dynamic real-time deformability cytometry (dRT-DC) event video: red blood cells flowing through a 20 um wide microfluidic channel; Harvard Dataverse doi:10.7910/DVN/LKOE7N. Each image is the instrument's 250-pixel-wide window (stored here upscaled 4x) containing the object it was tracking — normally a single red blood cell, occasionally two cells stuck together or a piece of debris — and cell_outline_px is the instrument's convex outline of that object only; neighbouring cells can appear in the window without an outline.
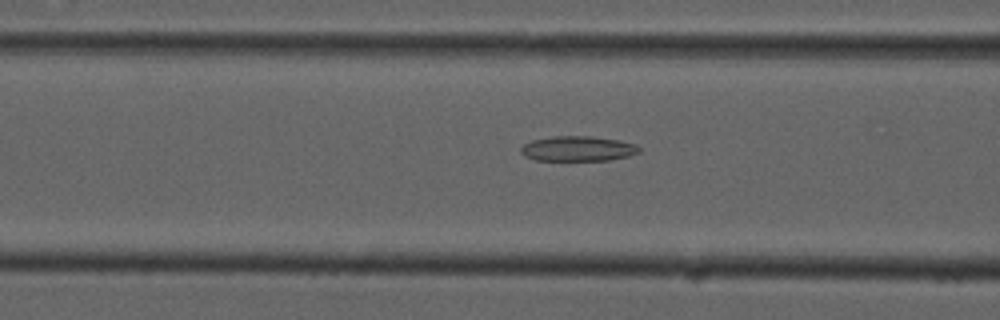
{"species": "common noctule bat (a hibernating species)", "species_latin": "Nyctalus noctula", "temperature_condition": "cold", "stored_images_in_passage": 53, "camera_frame_rate_fps": 3000, "um_per_image_px": 0.085, "animal": {"sex": "male", "forearm_length_mm": 52.5}, "frame": {"image": 1, "passage_image": 21, "time_ms": 6.667, "image_size_px": [1000, 320], "cell_outline_px": [[640, 152], [628, 156], [608, 160], [536, 160], [524, 156], [520, 152], [520, 148], [524, 144], [532, 140], [552, 136], [592, 136], [620, 140], [636, 144], [640, 148]], "centroid_in_image_um": [49.12, 12.63], "position_along_channel_um": 117.5, "area_um2": 17.34}}
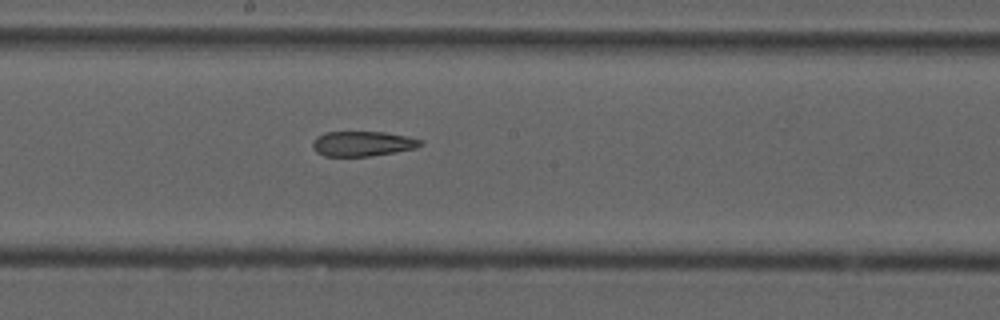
{"frame": {"image": 2, "passage_image": 29, "time_ms": 9.333, "image_size_px": [1000, 320], "cell_outline_px": [[424, 144], [416, 148], [396, 152], [368, 156], [324, 156], [316, 152], [312, 148], [312, 144], [316, 136], [324, 132], [384, 132], [408, 136], [424, 140]], "centroid_in_image_um": [30.83, 12.21], "position_along_channel_um": 217.4, "area_um2": 15.9}}
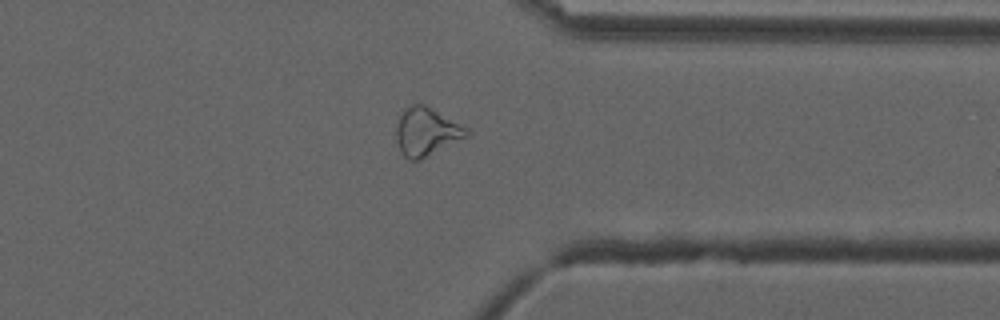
{"frame": {"image": 3, "passage_image": 42, "time_ms": 13.667, "image_size_px": [1000, 320], "cell_outline_px": [[472, 132], [468, 136], [420, 160], [408, 160], [400, 152], [396, 140], [396, 128], [400, 112], [404, 108], [412, 104], [424, 104], [468, 128]], "centroid_in_image_um": [36.23, 11.2], "position_along_channel_um": 375.2, "area_um2": 19.88}, "authors_computed_cell_mechanics": {"area_um2": 19.8832, "velocity_mm_per_s": 3.7436, "shape_relaxation_time_tau1_ms": null, "shape_relaxation_time_tau2_ms": 4.5882, "deformation_change_tau1": null, "deformation_change_tau2": 0.1459}}